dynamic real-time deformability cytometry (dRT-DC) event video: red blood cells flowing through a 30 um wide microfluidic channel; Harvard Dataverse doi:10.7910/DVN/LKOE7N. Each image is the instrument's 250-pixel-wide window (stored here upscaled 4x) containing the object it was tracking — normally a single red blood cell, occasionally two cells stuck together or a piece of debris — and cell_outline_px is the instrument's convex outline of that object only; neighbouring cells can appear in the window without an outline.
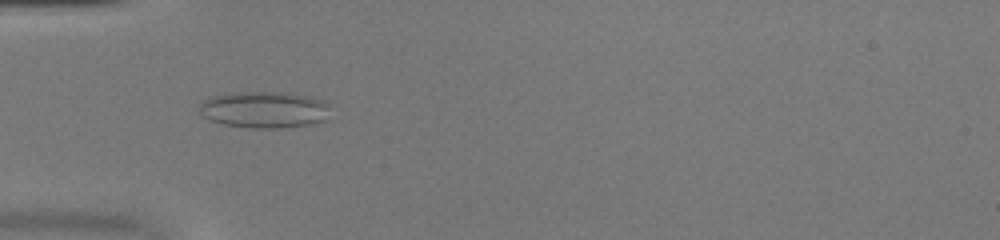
{"species": "common noctule bat (a hibernating species)", "species_latin": "Nyctalus noctula", "temperature_condition": "warm", "stored_images_in_passage": 51, "camera_frame_rate_fps": 3000, "um_per_image_px": 0.085, "animal": {"sex": "female", "body_mass_g": 20.0, "forearm_length_mm": 54.0}, "frame": {"image": 1, "passage_image": 17, "time_ms": 5.333, "image_size_px": [1000, 240], "cell_outline_px": [[328, 104], [324, 120], [312, 124], [276, 128], [248, 128], [224, 124], [208, 120], [200, 112], [200, 104], [208, 96], [236, 92], [280, 92], [312, 96], [324, 100]], "centroid_in_image_um": [22.42, 9.31], "position_along_channel_um": 62.6, "area_um2": 27.92}}
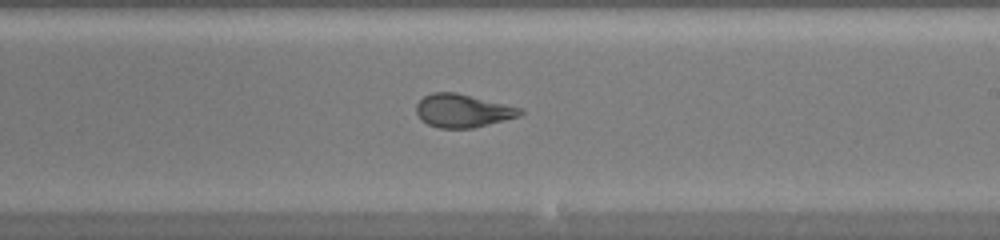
{"frame": {"image": 2, "passage_image": 31, "time_ms": 10.0, "image_size_px": [1000, 240], "cell_outline_px": [[524, 112], [520, 116], [472, 128], [440, 128], [428, 124], [420, 120], [416, 112], [416, 104], [424, 96], [432, 92], [456, 92], [524, 108]], "centroid_in_image_um": [39.34, 9.4], "position_along_channel_um": 249.7, "area_um2": 20.23}}
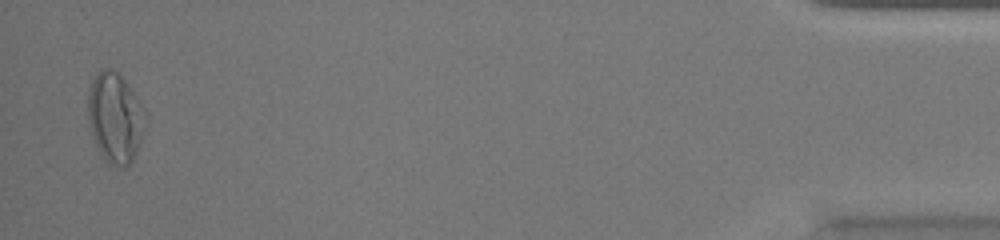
{"frame": {"image": 3, "passage_image": 50, "time_ms": 16.333, "image_size_px": [1000, 240], "cell_outline_px": [[148, 120], [136, 152], [132, 160], [128, 164], [108, 164], [104, 160], [92, 136], [88, 120], [88, 92], [92, 80], [104, 68], [112, 68], [128, 84], [136, 96], [148, 116]], "centroid_in_image_um": [9.79, 9.99], "position_along_channel_um": 425.4, "area_um2": 29.88}, "authors_computed_cell_mechanics": {"area_um2": 24.0448, "velocity_mm_per_s": 4.0772, "shape_relaxation_time_tau1_ms": 10.815, "shape_relaxation_time_tau2_ms": 0.798, "deformation_change_tau1": 0.2771, "deformation_change_tau2": 0.0904}}